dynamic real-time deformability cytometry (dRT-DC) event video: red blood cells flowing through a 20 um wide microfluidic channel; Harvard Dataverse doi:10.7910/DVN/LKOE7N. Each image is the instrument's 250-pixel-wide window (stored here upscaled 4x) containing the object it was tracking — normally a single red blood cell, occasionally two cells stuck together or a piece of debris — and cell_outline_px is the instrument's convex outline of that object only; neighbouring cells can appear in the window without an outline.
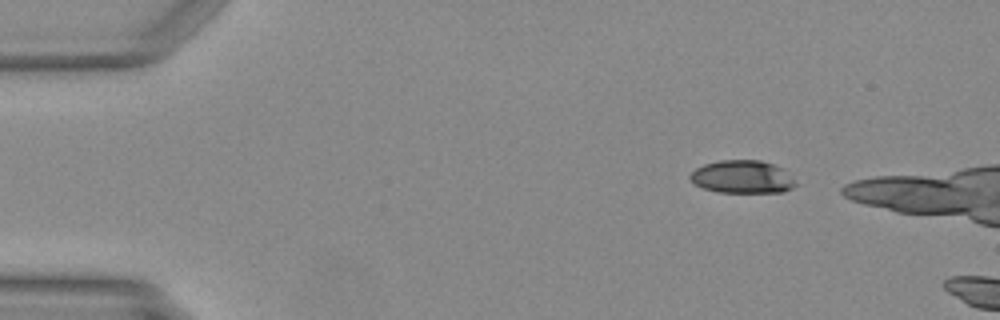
{"species": "Egyptian fruit bat (a non-hibernating species)", "species_latin": "Rousettus aegyptiacus", "temperature_condition": "warm", "stored_images_in_passage": 4, "camera_frame_rate_fps": 3000, "um_per_image_px": 0.085, "animal": {"sex": "female"}, "frame": {"image": 1, "passage_image": 1, "time_ms": 0.0, "image_size_px": [1000, 320], "cell_outline_px": [[796, 184], [792, 188], [784, 192], [720, 192], [704, 188], [696, 184], [688, 176], [696, 168], [704, 164], [720, 160], [760, 160], [772, 164], [780, 168]], "centroid_in_image_um": [63.05, 15.03], "position_along_channel_um": 21.9, "area_um2": 19.77}}